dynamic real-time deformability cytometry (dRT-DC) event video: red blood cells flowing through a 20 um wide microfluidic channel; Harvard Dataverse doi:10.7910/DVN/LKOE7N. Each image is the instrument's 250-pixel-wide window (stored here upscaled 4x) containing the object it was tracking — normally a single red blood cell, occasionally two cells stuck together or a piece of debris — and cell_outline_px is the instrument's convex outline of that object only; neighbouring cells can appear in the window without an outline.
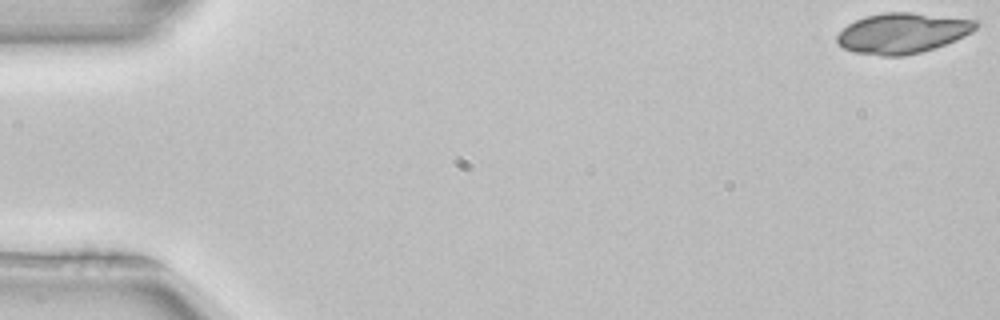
{"species": "common noctule bat (a hibernating species)", "species_latin": "Nyctalus noctula", "temperature_condition": "room temperature", "stored_images_in_passage": 52, "camera_frame_rate_fps": 3000, "um_per_image_px": 0.085, "animal": {"sex": "female", "body_mass_g": 22.7, "forearm_length_mm": 54.2}, "frame": {"image": 1, "passage_image": 1, "time_ms": 0.0, "image_size_px": [1000, 320], "cell_outline_px": [[980, 24], [972, 32], [956, 40], [920, 52], [900, 56], [880, 56], [856, 52], [844, 48], [836, 44], [836, 36], [848, 24], [864, 16], [884, 12], [912, 12], [980, 20]], "centroid_in_image_um": [76.72, 2.8], "position_along_channel_um": 8.3, "area_um2": 32.77}}